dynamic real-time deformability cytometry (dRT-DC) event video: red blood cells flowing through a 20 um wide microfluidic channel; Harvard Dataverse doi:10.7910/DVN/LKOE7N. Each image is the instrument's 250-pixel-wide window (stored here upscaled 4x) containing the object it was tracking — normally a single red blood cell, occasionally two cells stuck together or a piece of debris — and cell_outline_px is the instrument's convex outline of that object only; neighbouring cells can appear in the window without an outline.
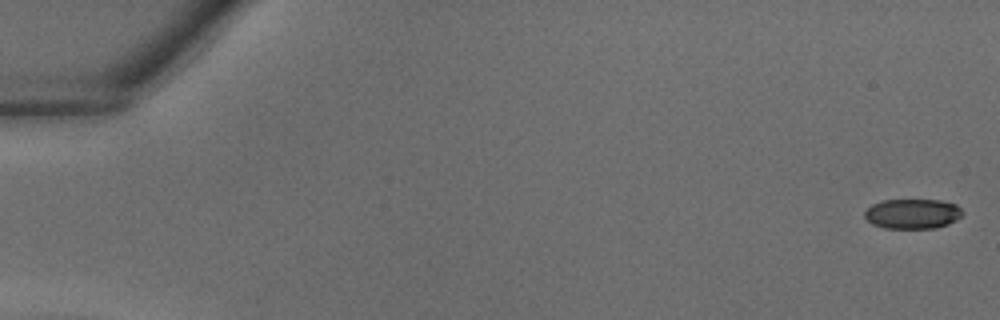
{"species": "common noctule bat (a hibernating species)", "species_latin": "Nyctalus noctula", "temperature_condition": "warm", "stored_images_in_passage": 38, "camera_frame_rate_fps": 3000, "um_per_image_px": 0.085, "animal": {"sex": "male", "body_mass_g": 18.8}, "frame": {"image": 1, "passage_image": 1, "time_ms": 0.0, "image_size_px": [1000, 320], "cell_outline_px": [[964, 212], [956, 220], [948, 224], [936, 228], [884, 228], [872, 224], [864, 216], [864, 212], [872, 204], [880, 200], [940, 200], [956, 204]], "centroid_in_image_um": [77.56, 18.17], "position_along_channel_um": 7.4, "area_um2": 17.11}}
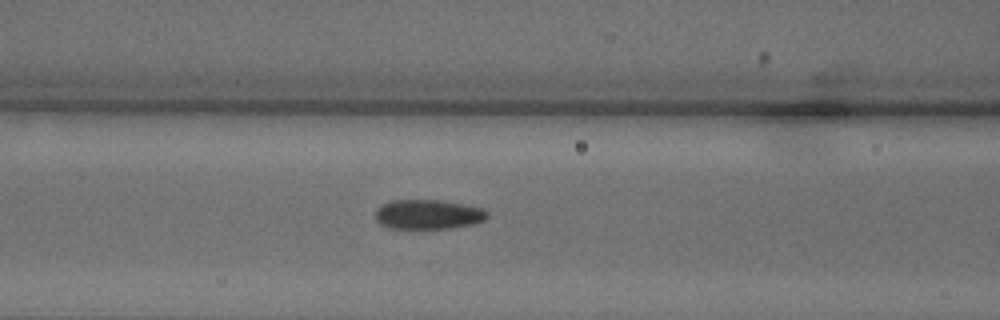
{"frame": {"image": 2, "passage_image": 17, "time_ms": 5.333, "image_size_px": [1000, 320], "cell_outline_px": [[488, 216], [484, 220], [472, 224], [452, 228], [388, 228], [380, 224], [376, 220], [376, 208], [380, 204], [388, 200], [440, 200], [484, 208], [488, 212]], "centroid_in_image_um": [36.36, 18.21], "position_along_channel_um": 130.2, "area_um2": 19.42}}
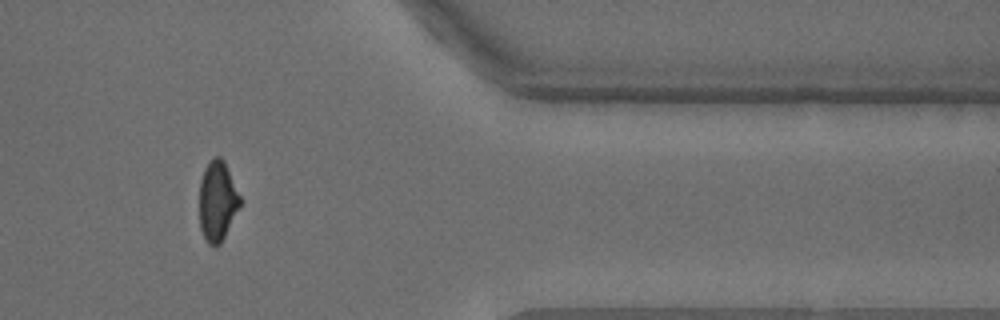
{"frame": {"image": 3, "passage_image": 33, "time_ms": 10.667, "image_size_px": [1000, 320], "cell_outline_px": [[240, 204], [220, 244], [216, 248], [212, 248], [208, 244], [200, 228], [200, 180], [204, 168], [216, 156], [220, 156], [224, 160], [240, 196]], "centroid_in_image_um": [18.46, 17.1], "position_along_channel_um": 392.9, "area_um2": 18.67}}